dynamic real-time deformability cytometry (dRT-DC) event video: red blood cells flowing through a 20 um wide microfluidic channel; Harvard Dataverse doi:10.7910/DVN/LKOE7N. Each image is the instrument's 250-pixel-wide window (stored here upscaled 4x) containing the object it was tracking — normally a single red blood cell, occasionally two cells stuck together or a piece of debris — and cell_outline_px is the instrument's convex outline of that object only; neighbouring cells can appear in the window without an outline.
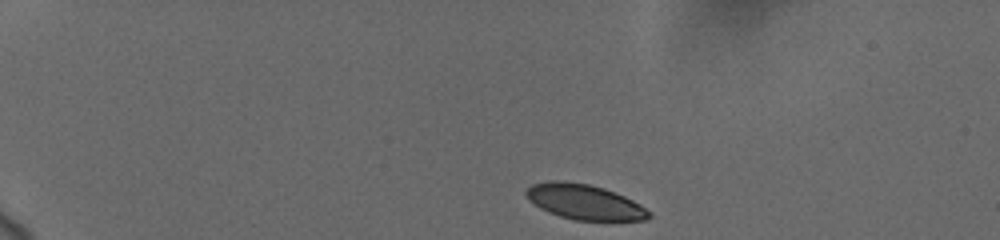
{"species": "human", "species_latin": "Homo sapiens", "temperature_condition": "cold", "stored_images_in_passage": 11, "camera_frame_rate_fps": 3000, "um_per_image_px": 0.085, "donor": {"sex": "female"}, "frame": {"image": 1, "passage_image": 1, "time_ms": 0.0, "image_size_px": [1000, 240], "cell_outline_px": [[652, 216], [648, 220], [572, 220], [548, 212], [540, 208], [528, 200], [524, 192], [532, 184], [552, 180], [560, 180], [588, 184], [604, 188], [624, 196], [640, 204], [652, 212]], "centroid_in_image_um": [49.68, 17.17], "position_along_channel_um": 35.3, "area_um2": 25.26}}
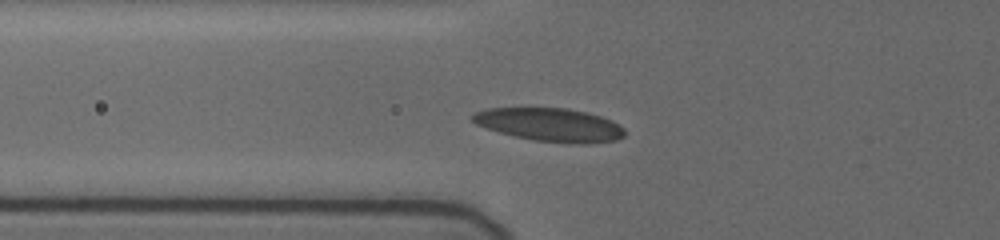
{"frame": {"image": 2, "passage_image": 7, "time_ms": 3.667, "image_size_px": [1000, 240], "cell_outline_px": [[624, 136], [616, 140], [588, 144], [572, 144], [532, 140], [512, 136], [484, 128], [476, 124], [472, 120], [472, 116], [476, 112], [488, 108], [568, 108], [600, 116], [612, 120], [624, 128]], "centroid_in_image_um": [46.74, 10.62], "position_along_channel_um": 79.1, "area_um2": 29.71}}
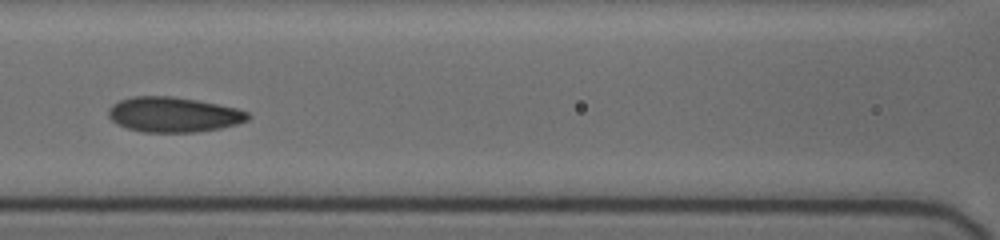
{"frame": {"image": 3, "passage_image": 10, "time_ms": 5.667, "image_size_px": [1000, 240], "cell_outline_px": [[252, 116], [248, 120], [236, 124], [220, 128], [196, 132], [144, 132], [128, 128], [116, 124], [108, 116], [108, 108], [112, 104], [120, 100], [132, 96], [172, 96], [196, 100], [236, 108], [248, 112]], "centroid_in_image_um": [14.73, 9.74], "position_along_channel_um": 151.9, "area_um2": 28.5}}